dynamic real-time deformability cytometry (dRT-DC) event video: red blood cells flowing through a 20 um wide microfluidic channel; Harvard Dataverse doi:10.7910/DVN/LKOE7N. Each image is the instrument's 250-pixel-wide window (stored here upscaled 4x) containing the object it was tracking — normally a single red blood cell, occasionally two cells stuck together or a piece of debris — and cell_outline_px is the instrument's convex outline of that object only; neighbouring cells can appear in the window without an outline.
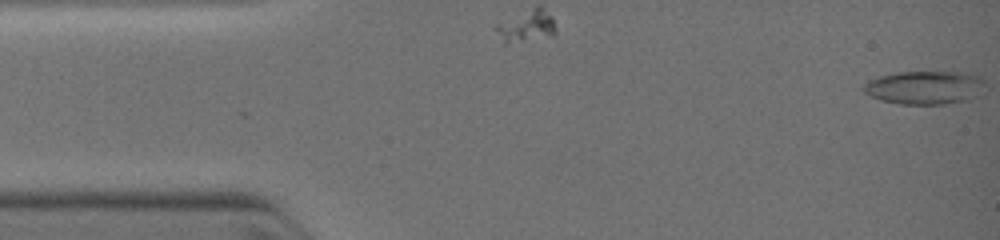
{"species": "common noctule bat (a hibernating species)", "species_latin": "Nyctalus noctula", "temperature_condition": "warm", "stored_images_in_passage": 29, "camera_frame_rate_fps": 3000, "um_per_image_px": 0.085, "animal": {"sex": "female", "body_mass_g": 19.0, "forearm_length_mm": 51.5}, "frame": {"image": 1, "passage_image": 1, "time_ms": 0.0, "image_size_px": [1000, 240], "cell_outline_px": [[984, 84], [976, 96], [968, 100], [944, 104], [900, 104], [880, 100], [864, 92], [864, 84], [868, 80], [880, 76], [896, 72], [960, 72], [980, 76], [984, 80]], "centroid_in_image_um": [78.59, 7.44], "position_along_channel_um": 6.4, "area_um2": 23.52}}
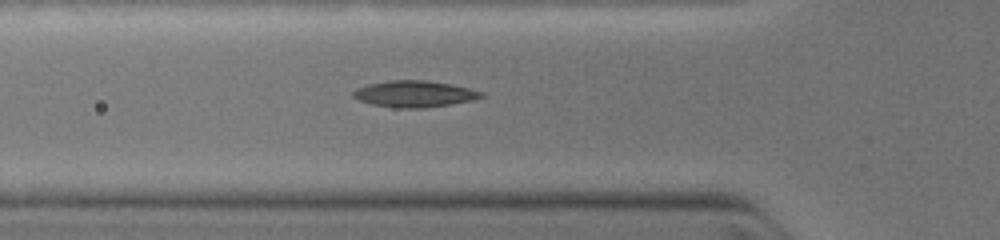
{"frame": {"image": 2, "passage_image": 24, "time_ms": 4.0, "image_size_px": [1000, 240], "cell_outline_px": [[484, 96], [472, 100], [424, 108], [404, 108], [372, 104], [360, 100], [352, 96], [352, 92], [356, 88], [368, 84], [388, 80], [424, 80], [448, 84], [468, 88], [484, 92]], "centroid_in_image_um": [35.2, 7.97], "position_along_channel_um": 90.6, "area_um2": 19.42}}
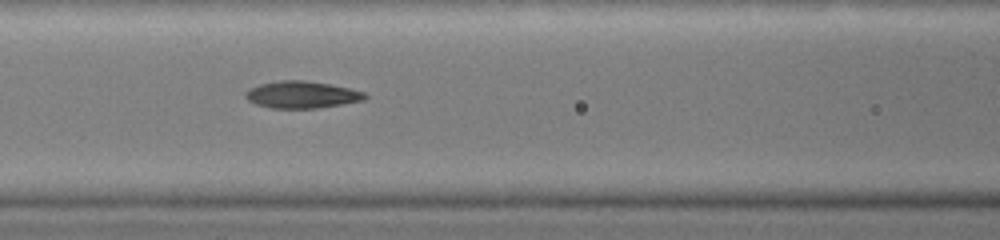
{"frame": {"image": 3, "passage_image": 29, "time_ms": 5.0, "image_size_px": [1000, 240], "cell_outline_px": [[368, 96], [364, 100], [316, 108], [272, 108], [256, 104], [248, 100], [244, 96], [244, 92], [248, 88], [260, 84], [280, 80], [304, 80], [328, 84], [348, 88], [364, 92]], "centroid_in_image_um": [25.6, 8.04], "position_along_channel_um": 141.0, "area_um2": 18.67}}